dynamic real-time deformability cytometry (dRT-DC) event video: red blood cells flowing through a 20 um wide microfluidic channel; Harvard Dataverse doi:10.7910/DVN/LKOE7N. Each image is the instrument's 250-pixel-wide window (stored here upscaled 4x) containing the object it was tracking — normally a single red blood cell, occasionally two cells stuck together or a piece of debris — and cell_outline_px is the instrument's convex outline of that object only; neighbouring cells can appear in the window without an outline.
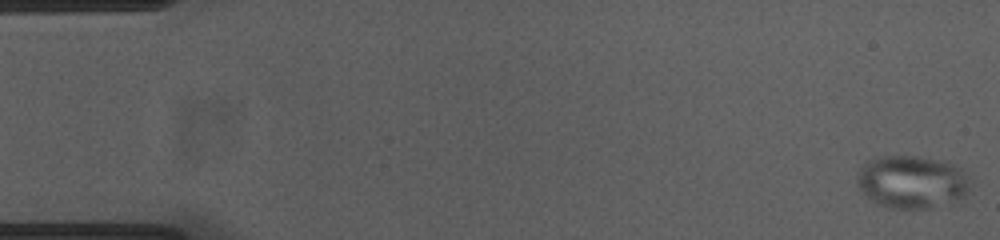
{"species": "common noctule bat (a hibernating species)", "species_latin": "Nyctalus noctula", "temperature_condition": "cold", "stored_images_in_passage": 54, "camera_frame_rate_fps": 3000, "um_per_image_px": 0.085, "animal": {"sex": "female", "body_mass_g": 23.0, "forearm_length_mm": 53.4}, "frame": {"image": 1, "passage_image": 1, "time_ms": 0.0, "image_size_px": [1000, 240], "cell_outline_px": [[972, 180], [968, 188], [960, 196], [928, 208], [888, 208], [876, 204], [868, 200], [860, 188], [856, 180], [856, 172], [868, 160], [880, 156], [916, 156], [948, 164], [960, 168]], "centroid_in_image_um": [77.39, 15.46], "position_along_channel_um": 7.6, "area_um2": 34.16}}
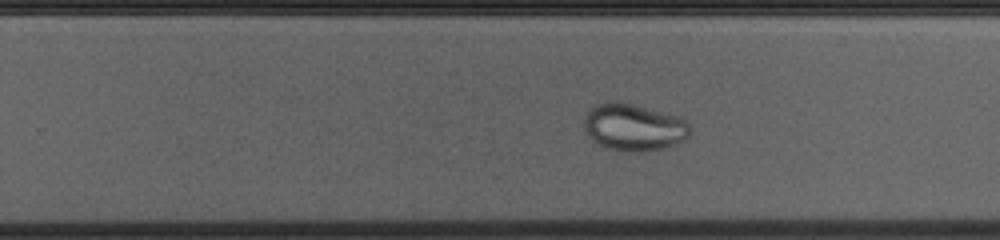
{"frame": {"image": 2, "passage_image": 34, "time_ms": 11.0, "image_size_px": [1000, 240], "cell_outline_px": [[688, 136], [684, 140], [676, 144], [660, 148], [640, 152], [608, 148], [592, 140], [588, 136], [584, 124], [584, 116], [596, 104], [608, 100], [616, 100], [680, 116], [688, 124]], "centroid_in_image_um": [53.84, 10.79], "position_along_channel_um": 276.0, "area_um2": 28.78}}
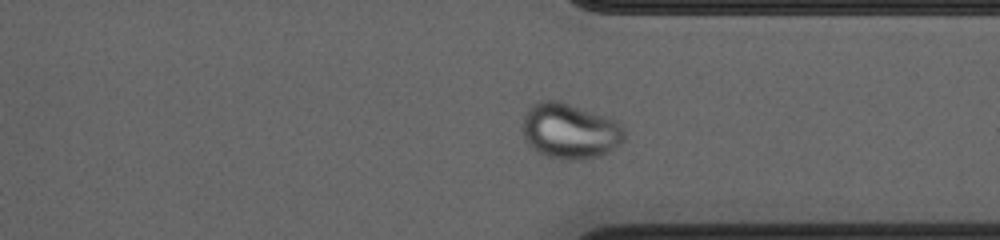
{"frame": {"image": 3, "passage_image": 41, "time_ms": 13.333, "image_size_px": [1000, 240], "cell_outline_px": [[624, 140], [620, 144], [608, 152], [600, 156], [576, 160], [564, 160], [548, 156], [540, 152], [528, 144], [520, 128], [524, 116], [540, 100], [560, 100], [616, 120], [624, 128]], "centroid_in_image_um": [48.45, 11.14], "position_along_channel_um": 362.9, "area_um2": 32.83}}